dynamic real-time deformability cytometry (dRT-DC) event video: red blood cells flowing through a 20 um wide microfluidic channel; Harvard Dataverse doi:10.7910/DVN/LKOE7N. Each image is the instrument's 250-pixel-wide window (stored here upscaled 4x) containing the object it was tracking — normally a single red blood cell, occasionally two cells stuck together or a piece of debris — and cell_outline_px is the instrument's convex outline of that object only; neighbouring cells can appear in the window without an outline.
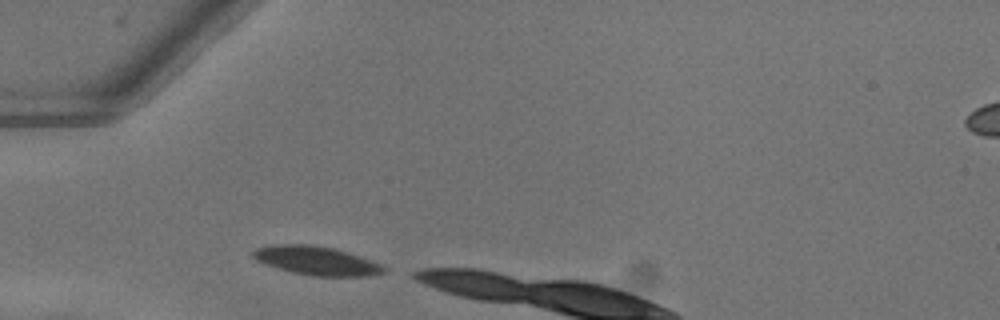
{"species": "common noctule bat (a hibernating species)", "species_latin": "Nyctalus noctula", "temperature_condition": "warm", "stored_images_in_passage": 5, "camera_frame_rate_fps": 3000, "um_per_image_px": 0.085, "animal": {"sex": "female"}, "frame": {"image": 1, "passage_image": 1, "time_ms": 0.0, "image_size_px": [1000, 320], "cell_outline_px": [[388, 268], [384, 272], [368, 276], [312, 276], [292, 272], [276, 268], [264, 264], [256, 260], [252, 256], [252, 252], [256, 248], [276, 244], [312, 244], [332, 248], [348, 252], [360, 256], [380, 264]], "centroid_in_image_um": [26.88, 22.16], "position_along_channel_um": 58.1, "area_um2": 21.96}}